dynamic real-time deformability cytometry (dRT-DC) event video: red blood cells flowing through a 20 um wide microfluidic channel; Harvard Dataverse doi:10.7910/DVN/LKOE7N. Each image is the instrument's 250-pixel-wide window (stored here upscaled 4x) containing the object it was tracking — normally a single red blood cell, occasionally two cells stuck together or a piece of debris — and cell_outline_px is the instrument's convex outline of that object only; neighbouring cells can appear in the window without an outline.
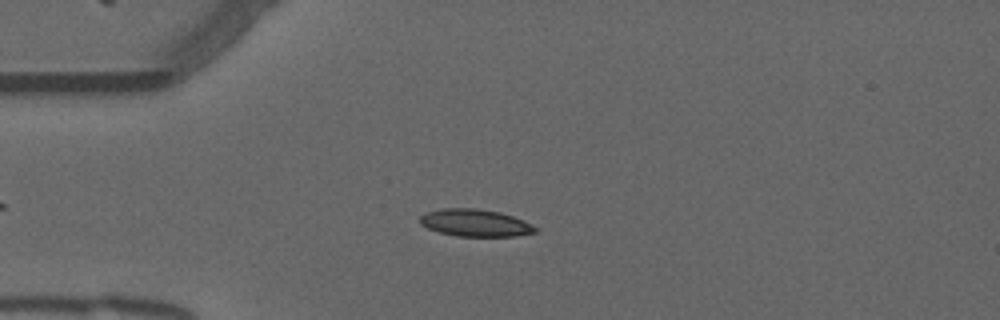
{"species": "common noctule bat (a hibernating species)", "species_latin": "Nyctalus noctula", "temperature_condition": "warm", "stored_images_in_passage": 49, "camera_frame_rate_fps": 3000, "um_per_image_px": 0.085, "animal": {"sex": "male", "forearm_length_mm": 52.5}, "frame": {"image": 1, "passage_image": 13, "time_ms": 4.0, "image_size_px": [1000, 320], "cell_outline_px": [[536, 232], [516, 236], [456, 236], [440, 232], [428, 228], [420, 224], [420, 216], [424, 212], [444, 208], [476, 208], [500, 212], [512, 216], [536, 228]], "centroid_in_image_um": [40.33, 18.94], "position_along_channel_um": 44.7, "area_um2": 18.09}}
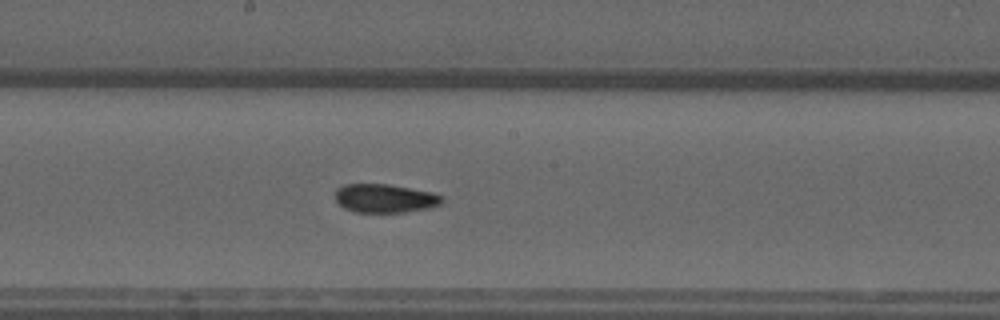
{"frame": {"image": 2, "passage_image": 28, "time_ms": 9.0, "image_size_px": [1000, 320], "cell_outline_px": [[444, 200], [440, 204], [428, 208], [404, 212], [352, 212], [344, 208], [336, 200], [336, 188], [344, 184], [388, 184], [432, 192], [444, 196]], "centroid_in_image_um": [32.72, 16.85], "position_along_channel_um": 215.5, "area_um2": 17.86}}
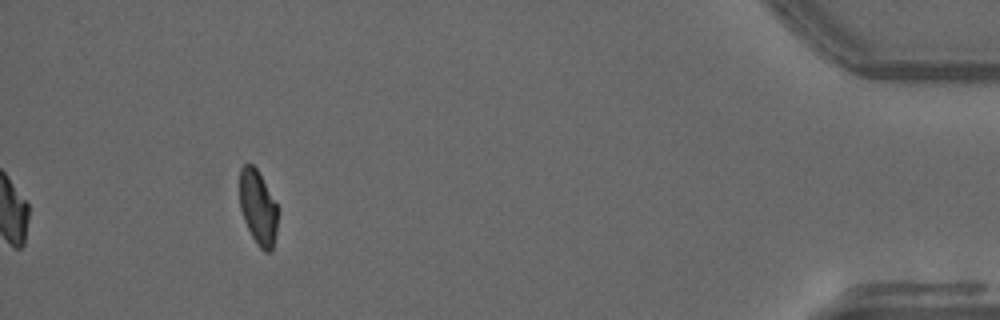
{"frame": {"image": 3, "passage_image": 49, "time_ms": 16.0, "image_size_px": [1000, 320], "cell_outline_px": [[280, 208], [276, 232], [272, 248], [268, 252], [264, 252], [256, 244], [244, 220], [240, 208], [240, 168], [244, 164], [252, 164], [256, 168]], "centroid_in_image_um": [21.95, 17.64], "position_along_channel_um": 413.2, "area_um2": 16.76}, "authors_computed_cell_mechanics": {"area_um2": 17.8602, "velocity_mm_per_s": 3.7852, "shape_relaxation_time_tau1_ms": 7.0247, "shape_relaxation_time_tau2_ms": 1.6979, "deformation_change_tau1": 0.1974, "deformation_change_tau2": 0.0669}}